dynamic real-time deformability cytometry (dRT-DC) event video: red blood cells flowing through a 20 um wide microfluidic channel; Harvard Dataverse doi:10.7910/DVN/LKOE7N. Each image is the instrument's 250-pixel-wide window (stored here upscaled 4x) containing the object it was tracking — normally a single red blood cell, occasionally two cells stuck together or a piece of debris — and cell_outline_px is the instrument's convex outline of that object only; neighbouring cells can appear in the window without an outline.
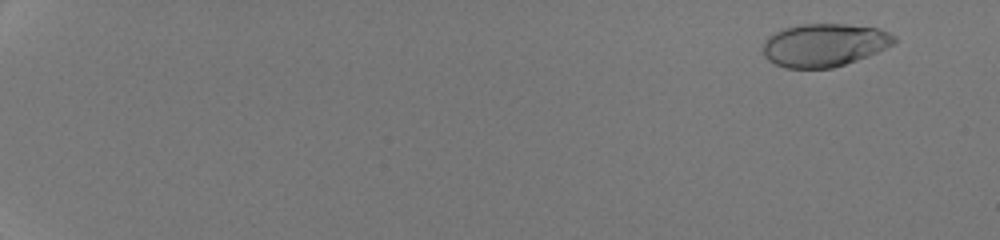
{"species": "human", "species_latin": "Homo sapiens", "temperature_condition": "room temperature", "stored_images_in_passage": 53, "camera_frame_rate_fps": 3000, "um_per_image_px": 0.085, "donor": {"sex": "male"}, "frame": {"image": 1, "passage_image": 5, "time_ms": 1.333, "image_size_px": [1000, 240], "cell_outline_px": [[896, 40], [892, 44], [868, 56], [832, 68], [784, 68], [768, 60], [764, 56], [764, 40], [768, 36], [784, 28], [800, 24], [844, 24], [876, 28], [888, 32], [896, 36]], "centroid_in_image_um": [70.04, 3.83], "position_along_channel_um": 15.0, "area_um2": 32.66}}
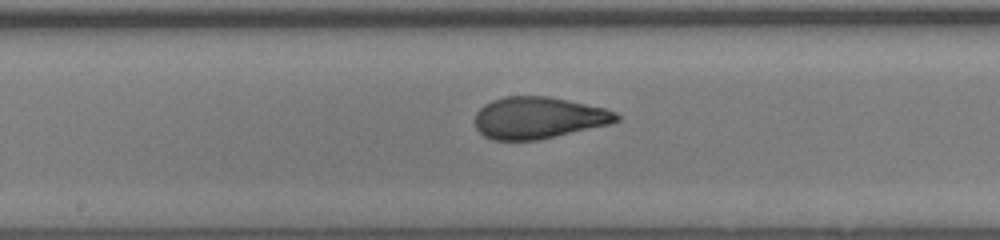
{"frame": {"image": 2, "passage_image": 33, "time_ms": 10.667, "image_size_px": [1000, 240], "cell_outline_px": [[620, 120], [608, 124], [540, 140], [492, 140], [484, 136], [476, 128], [476, 112], [484, 104], [492, 100], [504, 96], [548, 96], [604, 108], [616, 112], [620, 116]], "centroid_in_image_um": [45.75, 10.01], "position_along_channel_um": 202.5, "area_um2": 34.33}}
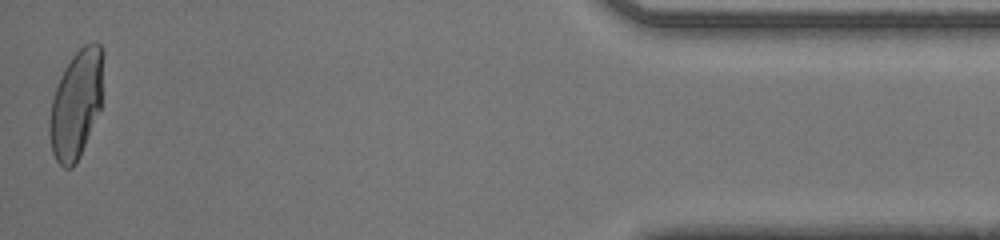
{"frame": {"image": 3, "passage_image": 53, "time_ms": 17.333, "image_size_px": [1000, 240], "cell_outline_px": [[104, 56], [100, 108], [80, 156], [76, 164], [72, 168], [64, 168], [56, 160], [52, 152], [48, 132], [48, 120], [52, 100], [60, 76], [64, 68], [72, 56], [84, 44], [100, 44], [104, 52]], "centroid_in_image_um": [6.46, 8.86], "position_along_channel_um": 428.7, "area_um2": 33.93}, "authors_computed_cell_mechanics": {"area_um2": 34.0442, "velocity_mm_per_s": 4.3166, "shape_relaxation_time_tau1_ms": 6.0022, "shape_relaxation_time_tau2_ms": null, "deformation_change_tau1": 0.2532, "deformation_change_tau2": null}}